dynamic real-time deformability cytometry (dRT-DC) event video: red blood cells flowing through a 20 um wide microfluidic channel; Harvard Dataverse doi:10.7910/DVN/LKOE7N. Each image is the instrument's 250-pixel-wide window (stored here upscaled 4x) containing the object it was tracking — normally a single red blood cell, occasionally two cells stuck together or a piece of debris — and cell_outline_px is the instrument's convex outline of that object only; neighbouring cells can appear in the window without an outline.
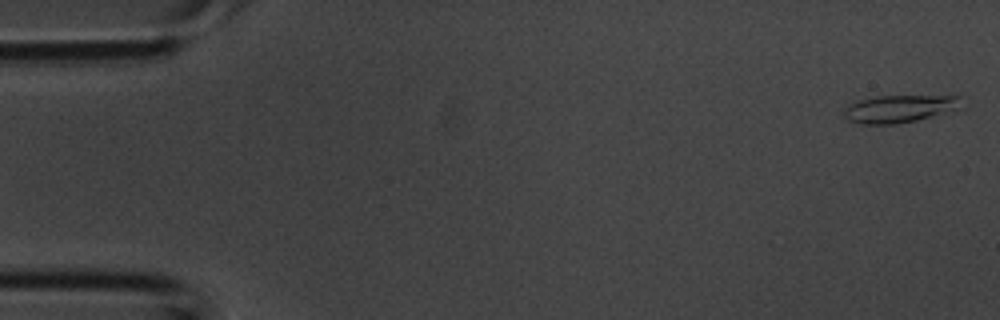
{"species": "common noctule bat (a hibernating species)", "species_latin": "Nyctalus noctula", "temperature_condition": "room temperature", "stored_images_in_passage": 2, "camera_frame_rate_fps": 3000, "um_per_image_px": 0.085, "animal": {"sex": "male", "body_mass_g": 20.1, "forearm_length_mm": 53.5}, "frame": {"image": 1, "passage_image": 1, "time_ms": 0.0, "image_size_px": [1000, 320], "cell_outline_px": [[964, 108], [916, 120], [892, 124], [860, 124], [848, 120], [844, 116], [844, 108], [860, 100], [876, 96], [960, 96]], "centroid_in_image_um": [76.5, 9.24], "position_along_channel_um": 8.5, "area_um2": 18.79}}